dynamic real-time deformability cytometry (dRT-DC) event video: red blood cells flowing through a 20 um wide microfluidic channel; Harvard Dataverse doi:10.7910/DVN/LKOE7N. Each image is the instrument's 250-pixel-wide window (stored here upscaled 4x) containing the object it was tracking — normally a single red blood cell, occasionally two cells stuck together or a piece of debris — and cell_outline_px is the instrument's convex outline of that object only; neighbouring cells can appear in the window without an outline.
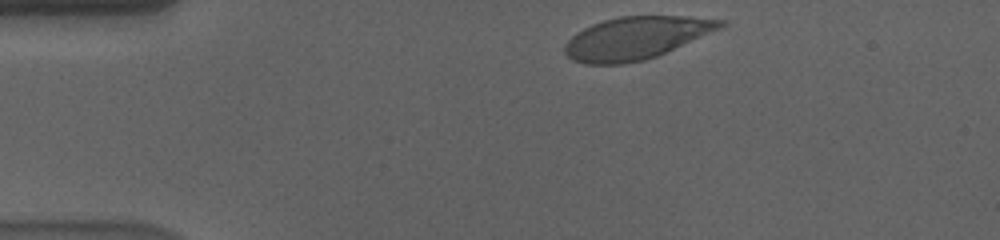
{"species": "human", "species_latin": "Homo sapiens", "temperature_condition": "cold", "stored_images_in_passage": 38, "camera_frame_rate_fps": 3000, "um_per_image_px": 0.085, "donor": {"sex": "male"}, "frame": {"image": 1, "passage_image": 1, "time_ms": 0.0, "image_size_px": [1000, 240], "cell_outline_px": [[728, 24], [724, 28], [656, 56], [644, 60], [624, 64], [584, 64], [572, 60], [564, 52], [564, 44], [576, 32], [592, 24], [604, 20], [620, 16], [688, 16], [728, 20]], "centroid_in_image_um": [54.11, 3.22], "position_along_channel_um": 30.9, "area_um2": 38.9}}
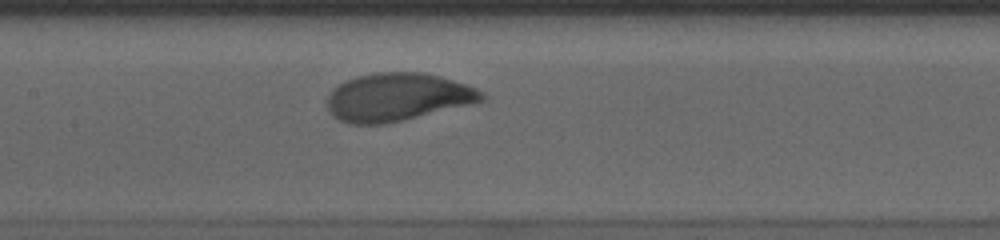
{"frame": {"image": 2, "passage_image": 18, "time_ms": 5.667, "image_size_px": [1000, 240], "cell_outline_px": [[488, 96], [484, 100], [472, 104], [404, 120], [384, 124], [348, 124], [340, 120], [328, 108], [328, 96], [332, 88], [356, 76], [376, 72], [424, 72], [440, 76], [468, 84], [484, 92]], "centroid_in_image_um": [33.85, 8.24], "position_along_channel_um": 173.6, "area_um2": 43.35}}
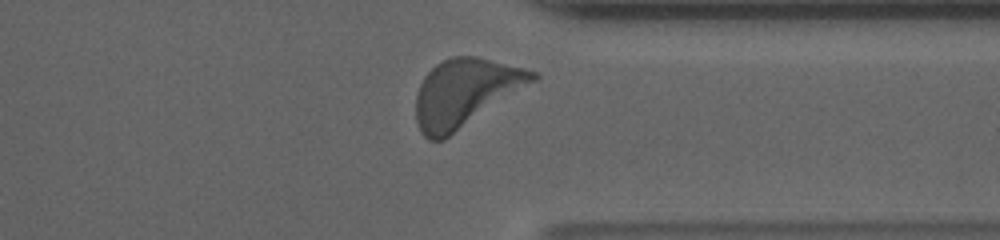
{"frame": {"image": 3, "passage_image": 35, "time_ms": 11.333, "image_size_px": [1000, 240], "cell_outline_px": [[540, 76], [536, 80], [444, 140], [428, 140], [420, 132], [416, 120], [416, 96], [420, 84], [424, 76], [436, 64], [452, 56], [476, 56], [524, 68], [536, 72]], "centroid_in_image_um": [39.52, 7.89], "position_along_channel_um": 371.9, "area_um2": 45.72}, "authors_computed_cell_mechanics": {"area_um2": 42.6853, "velocity_mm_per_s": 3.5434, "shape_relaxation_time_tau1_ms": 3.2811, "shape_relaxation_time_tau2_ms": null, "deformation_change_tau1": 0.1589, "deformation_change_tau2": null}}